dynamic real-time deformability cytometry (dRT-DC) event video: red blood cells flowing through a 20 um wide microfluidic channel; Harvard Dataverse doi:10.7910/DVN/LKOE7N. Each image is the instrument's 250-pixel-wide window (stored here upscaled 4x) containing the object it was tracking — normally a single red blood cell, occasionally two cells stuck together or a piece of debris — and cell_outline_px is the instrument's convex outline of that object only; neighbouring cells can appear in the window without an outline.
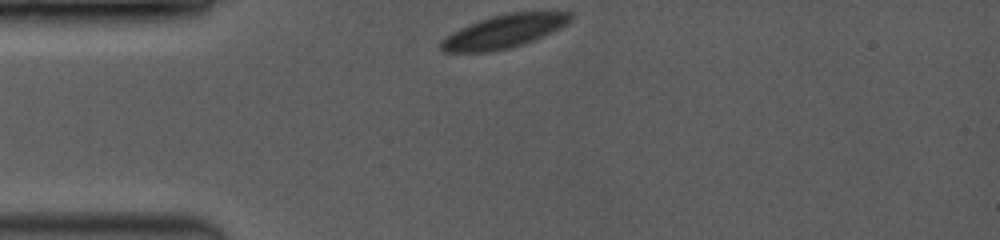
{"species": "common noctule bat (a hibernating species)", "species_latin": "Nyctalus noctula", "temperature_condition": "room temperature", "stored_images_in_passage": 10, "camera_frame_rate_fps": 3500, "um_per_image_px": 0.085, "animal": {"sex": "female", "body_mass_g": 19.0, "forearm_length_mm": 53.3}, "frame": {"image": 1, "passage_image": 1, "time_ms": 0.0, "image_size_px": [1000, 240], "cell_outline_px": [[572, 20], [524, 44], [508, 48], [484, 52], [444, 52], [440, 48], [440, 40], [444, 36], [468, 24], [492, 16], [508, 12], [572, 12]], "centroid_in_image_um": [42.74, 2.67], "position_along_channel_um": 42.3, "area_um2": 24.62}}
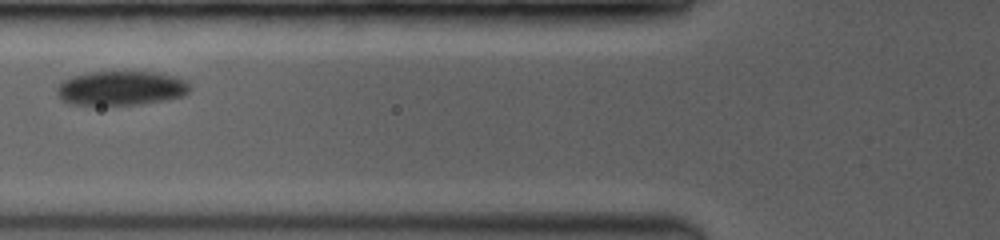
{"frame": {"image": 2, "passage_image": 6, "time_ms": 2.571, "image_size_px": [1000, 240], "cell_outline_px": [[188, 92], [184, 96], [164, 100], [140, 104], [92, 108], [72, 104], [60, 100], [56, 92], [56, 88], [64, 80], [72, 76], [88, 72], [160, 72], [176, 76], [188, 80]], "centroid_in_image_um": [10.24, 7.53], "position_along_channel_um": 115.6, "area_um2": 27.57}}
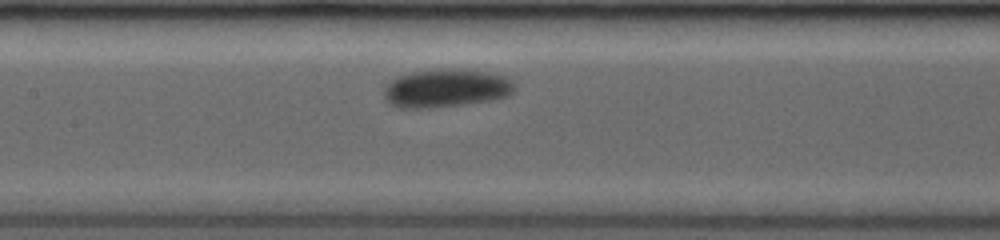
{"frame": {"image": 3, "passage_image": 9, "time_ms": 4.0, "image_size_px": [1000, 240], "cell_outline_px": [[516, 88], [508, 96], [492, 100], [464, 104], [432, 108], [400, 108], [388, 104], [384, 96], [384, 88], [396, 76], [412, 72], [440, 68], [460, 68], [488, 72], [508, 76], [516, 84]], "centroid_in_image_um": [37.94, 7.49], "position_along_channel_um": 169.5, "area_um2": 29.71}}